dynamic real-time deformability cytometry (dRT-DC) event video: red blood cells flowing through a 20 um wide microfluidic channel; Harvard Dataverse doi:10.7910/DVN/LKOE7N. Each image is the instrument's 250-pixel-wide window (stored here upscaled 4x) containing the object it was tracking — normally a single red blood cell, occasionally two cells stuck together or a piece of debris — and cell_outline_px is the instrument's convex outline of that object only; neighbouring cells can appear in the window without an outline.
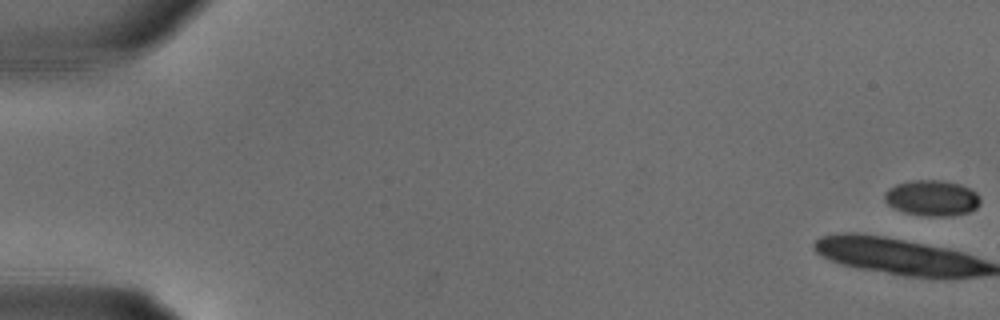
{"species": "common noctule bat (a hibernating species)", "species_latin": "Nyctalus noctula", "temperature_condition": "warm", "stored_images_in_passage": 7, "camera_frame_rate_fps": 3000, "um_per_image_px": 0.085, "animal": {"sex": "male", "body_mass_g": 18.8}, "frame": {"image": 1, "passage_image": 1, "time_ms": 0.0, "image_size_px": [1000, 320], "cell_outline_px": [[980, 204], [976, 208], [968, 212], [952, 216], [928, 216], [904, 212], [892, 208], [884, 200], [884, 192], [888, 188], [896, 184], [912, 180], [940, 180], [960, 184], [976, 192], [980, 196]], "centroid_in_image_um": [79.2, 16.83], "position_along_channel_um": 5.8, "area_um2": 20.06}}